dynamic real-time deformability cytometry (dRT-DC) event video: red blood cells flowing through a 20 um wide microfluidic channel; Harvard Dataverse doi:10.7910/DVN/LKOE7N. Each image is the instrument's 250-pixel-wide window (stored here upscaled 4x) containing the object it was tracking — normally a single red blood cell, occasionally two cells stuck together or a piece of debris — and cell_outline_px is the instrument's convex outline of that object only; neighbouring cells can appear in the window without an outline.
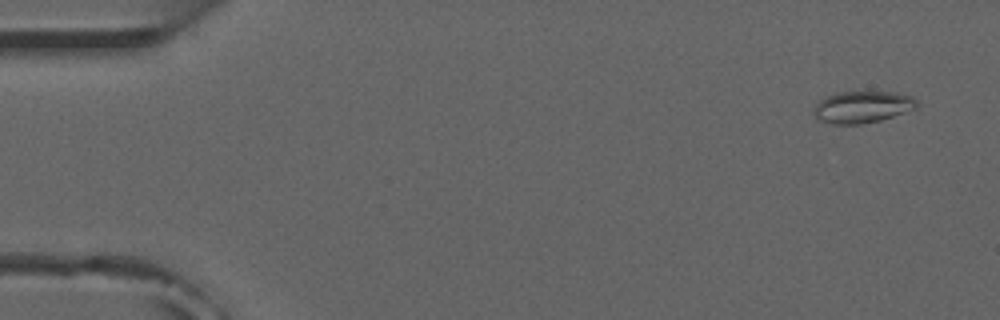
{"species": "common noctule bat (a hibernating species)", "species_latin": "Nyctalus noctula", "temperature_condition": "room temperature", "stored_images_in_passage": 6, "camera_frame_rate_fps": 3000, "um_per_image_px": 0.085, "animal": {"sex": "male", "forearm_length_mm": 52.5}, "frame": {"image": 1, "passage_image": 1, "time_ms": 0.0, "image_size_px": [1000, 320], "cell_outline_px": [[920, 104], [916, 108], [880, 120], [860, 124], [832, 124], [816, 120], [812, 112], [816, 104], [820, 100], [836, 92], [896, 92], [912, 96]], "centroid_in_image_um": [73.28, 9.09], "position_along_channel_um": 11.7, "area_um2": 19.19}}
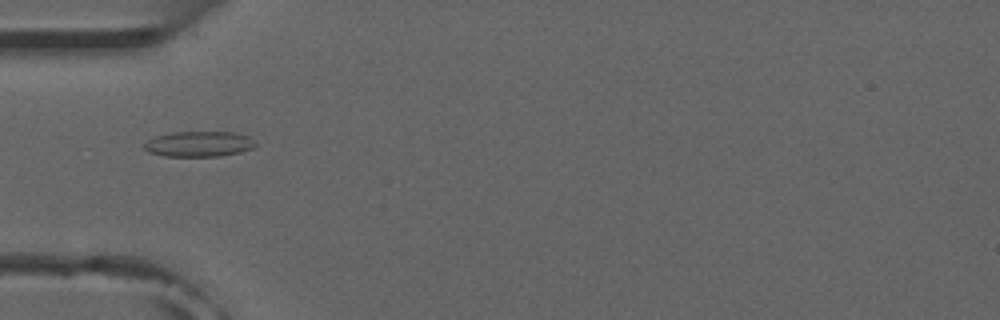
{"frame": {"image": 2, "passage_image": 5, "time_ms": 4.667, "image_size_px": [1000, 320], "cell_outline_px": [[256, 144], [252, 148], [240, 152], [220, 156], [164, 156], [148, 152], [144, 148], [144, 144], [148, 140], [156, 136], [172, 132], [236, 132], [248, 136]], "centroid_in_image_um": [16.9, 12.24], "position_along_channel_um": 68.1, "area_um2": 16.42}}
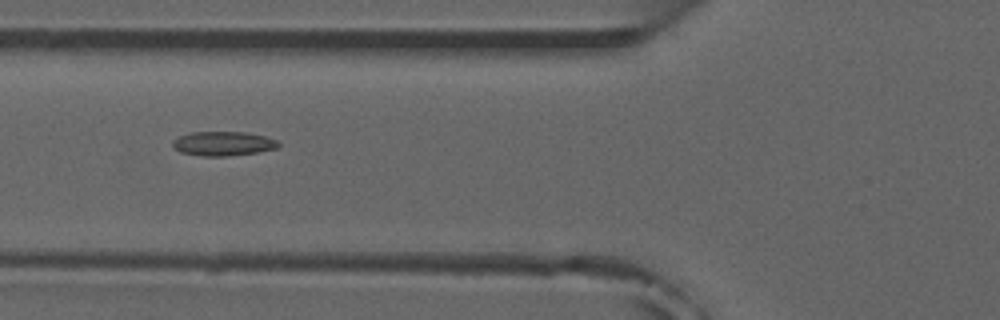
{"frame": {"image": 3, "passage_image": 6, "time_ms": 5.667, "image_size_px": [1000, 320], "cell_outline_px": [[280, 144], [276, 148], [256, 152], [228, 156], [204, 156], [180, 152], [172, 144], [172, 140], [188, 132], [244, 132], [264, 136], [276, 140]], "centroid_in_image_um": [18.94, 12.2], "position_along_channel_um": 106.9, "area_um2": 14.8}}